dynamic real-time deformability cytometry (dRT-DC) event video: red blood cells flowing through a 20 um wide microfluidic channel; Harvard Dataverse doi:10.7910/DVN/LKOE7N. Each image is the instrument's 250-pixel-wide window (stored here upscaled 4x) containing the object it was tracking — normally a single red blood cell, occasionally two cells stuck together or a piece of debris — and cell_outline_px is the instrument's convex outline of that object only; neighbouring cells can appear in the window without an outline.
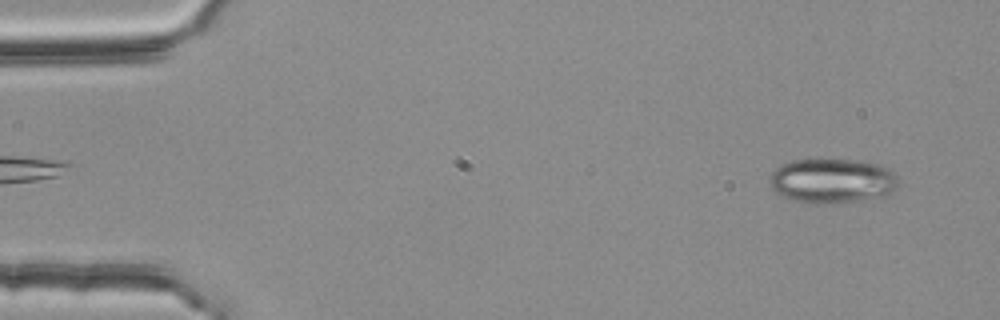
{"species": "common noctule bat (a hibernating species)", "species_latin": "Nyctalus noctula", "temperature_condition": "room temperature", "stored_images_in_passage": 53, "camera_frame_rate_fps": 3000, "um_per_image_px": 0.085, "animal": {"sex": "female", "body_mass_g": 25.1}, "frame": {"image": 1, "passage_image": 3, "time_ms": 0.667, "image_size_px": [1000, 320], "cell_outline_px": [[896, 188], [884, 200], [836, 204], [804, 204], [792, 200], [776, 192], [772, 188], [768, 180], [772, 172], [780, 164], [792, 160], [852, 160], [884, 164], [896, 176]], "centroid_in_image_um": [70.79, 15.42], "position_along_channel_um": 14.2, "area_um2": 34.62}}
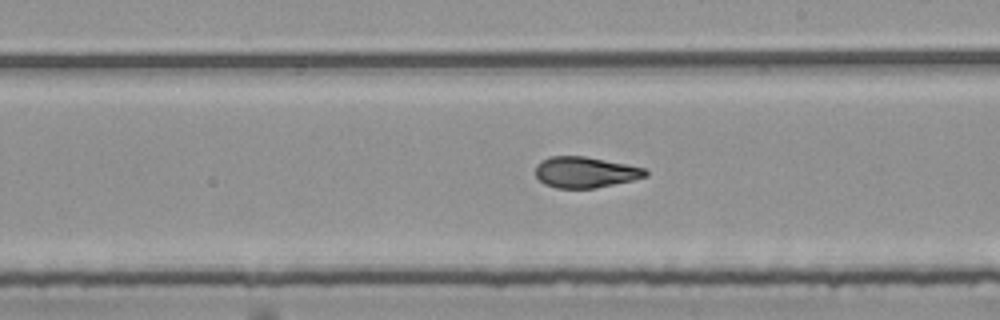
{"frame": {"image": 2, "passage_image": 30, "time_ms": 9.667, "image_size_px": [1000, 320], "cell_outline_px": [[648, 176], [632, 180], [596, 188], [556, 188], [544, 184], [536, 176], [536, 164], [540, 160], [548, 156], [584, 156], [644, 168], [648, 172]], "centroid_in_image_um": [49.7, 14.64], "position_along_channel_um": 239.3, "area_um2": 19.77}}
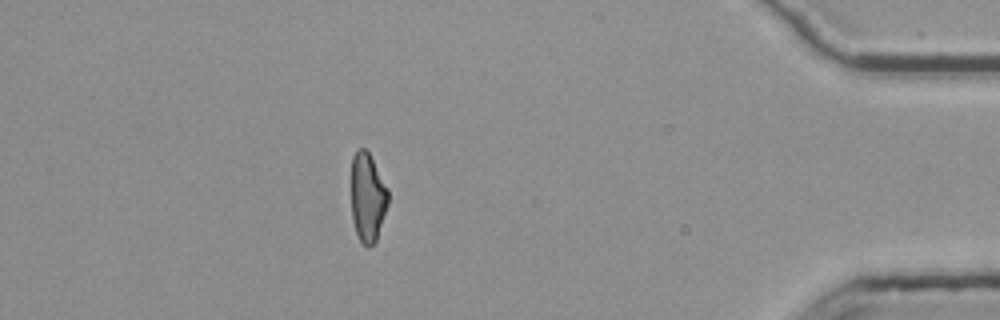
{"frame": {"image": 3, "passage_image": 47, "time_ms": 15.333, "image_size_px": [1000, 320], "cell_outline_px": [[388, 204], [376, 240], [368, 248], [360, 240], [356, 232], [352, 220], [352, 156], [356, 148], [364, 148], [368, 152], [388, 188]], "centroid_in_image_um": [31.24, 16.76], "position_along_channel_um": 404.0, "area_um2": 18.96}, "authors_computed_cell_mechanics": {"area_um2": 20.519, "velocity_mm_per_s": 3.7887, "shape_relaxation_time_tau1_ms": null, "shape_relaxation_time_tau2_ms": 2.311, "deformation_change_tau1": null, "deformation_change_tau2": 0.0958}}